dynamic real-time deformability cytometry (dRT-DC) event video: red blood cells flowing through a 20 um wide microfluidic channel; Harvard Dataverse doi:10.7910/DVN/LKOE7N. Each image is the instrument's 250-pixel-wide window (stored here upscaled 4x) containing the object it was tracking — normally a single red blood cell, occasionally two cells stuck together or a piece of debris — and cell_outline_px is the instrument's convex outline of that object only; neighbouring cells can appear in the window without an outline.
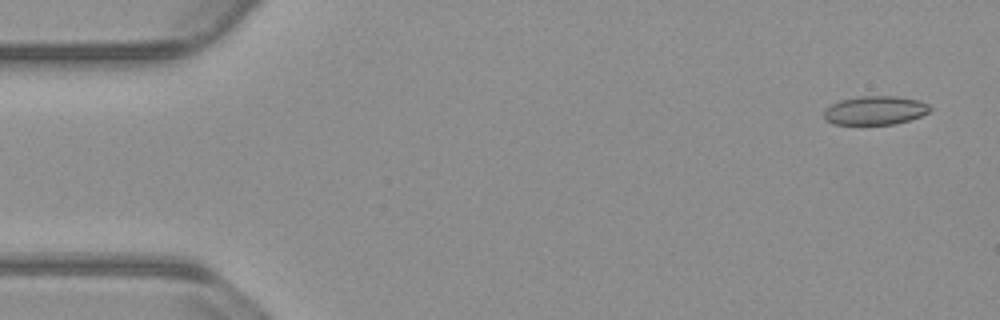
{"species": "common noctule bat (a hibernating species)", "species_latin": "Nyctalus noctula", "temperature_condition": "warm", "stored_images_in_passage": 54, "camera_frame_rate_fps": 3000, "um_per_image_px": 0.085, "animal": {"sex": "male", "body_mass_g": 23.1, "forearm_length_mm": 52.7}, "frame": {"image": 1, "passage_image": 3, "time_ms": 0.667, "image_size_px": [1000, 320], "cell_outline_px": [[932, 108], [928, 112], [920, 116], [908, 120], [892, 124], [832, 124], [824, 120], [824, 112], [832, 104], [840, 100], [860, 96], [896, 96], [920, 100], [928, 104]], "centroid_in_image_um": [74.39, 9.38], "position_along_channel_um": 10.6, "area_um2": 17.69}}
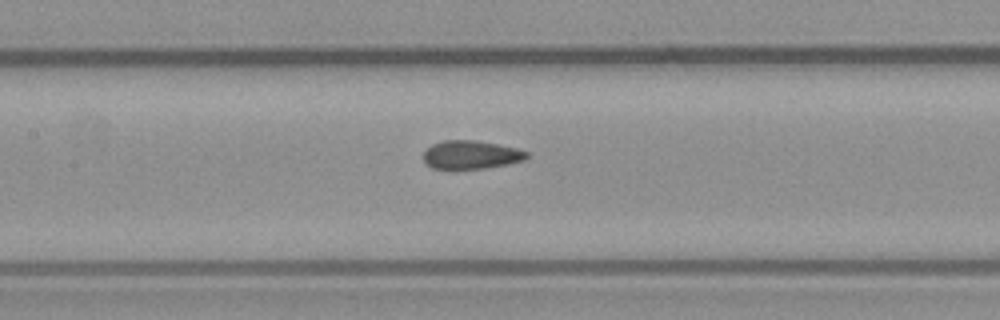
{"frame": {"image": 2, "passage_image": 25, "time_ms": 8.0, "image_size_px": [1000, 320], "cell_outline_px": [[528, 156], [524, 160], [508, 164], [484, 168], [452, 172], [432, 168], [424, 164], [424, 152], [432, 144], [444, 140], [472, 140], [496, 144], [516, 148], [528, 152]], "centroid_in_image_um": [39.97, 13.2], "position_along_channel_um": 167.4, "area_um2": 17.63}}
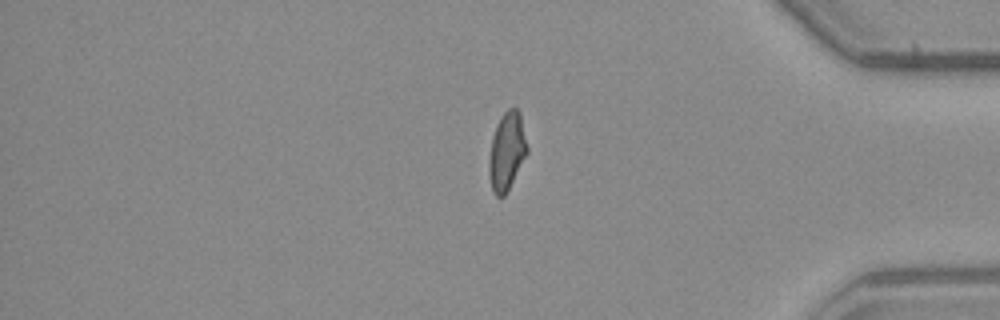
{"frame": {"image": 3, "passage_image": 45, "time_ms": 14.667, "image_size_px": [1000, 320], "cell_outline_px": [[528, 152], [504, 196], [496, 196], [492, 192], [488, 172], [488, 164], [492, 136], [496, 124], [500, 116], [508, 108], [516, 108], [520, 112], [528, 148]], "centroid_in_image_um": [43.06, 12.84], "position_along_channel_um": 392.1, "area_um2": 17.4}, "authors_computed_cell_mechanics": {"area_um2": 17.7446, "velocity_mm_per_s": 3.8166, "shape_relaxation_time_tau1_ms": null, "shape_relaxation_time_tau2_ms": 1.0976, "deformation_change_tau1": null, "deformation_change_tau2": 0.0736}}